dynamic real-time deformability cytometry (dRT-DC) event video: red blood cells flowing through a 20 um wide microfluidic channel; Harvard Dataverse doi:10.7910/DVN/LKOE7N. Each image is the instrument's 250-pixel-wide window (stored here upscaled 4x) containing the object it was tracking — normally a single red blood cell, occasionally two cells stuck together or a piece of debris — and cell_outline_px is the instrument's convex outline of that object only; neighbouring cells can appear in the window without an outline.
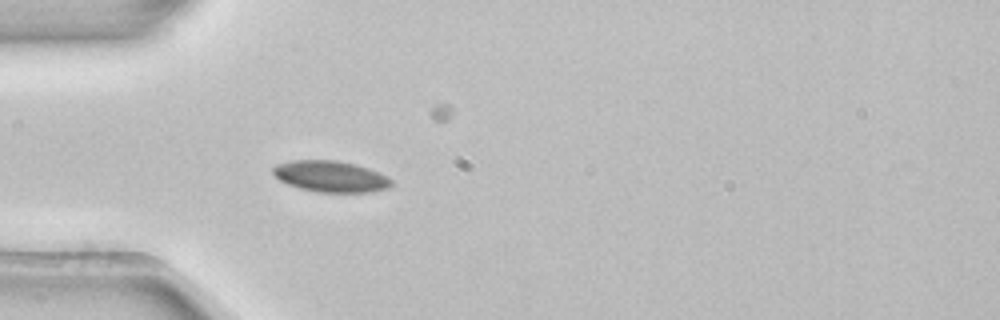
{"species": "common noctule bat (a hibernating species)", "species_latin": "Nyctalus noctula", "temperature_condition": "room temperature", "stored_images_in_passage": 39, "camera_frame_rate_fps": 3000, "um_per_image_px": 0.085, "animal": {"sex": "female", "body_mass_g": 22.7, "forearm_length_mm": 54.2}, "frame": {"image": 1, "passage_image": 1, "time_ms": 0.0, "image_size_px": [1000, 320], "cell_outline_px": [[392, 184], [388, 188], [368, 192], [316, 192], [300, 188], [288, 184], [280, 180], [272, 172], [272, 168], [276, 164], [292, 160], [336, 160], [356, 164], [368, 168], [388, 176], [392, 180]], "centroid_in_image_um": [28.11, 14.99], "position_along_channel_um": 56.9, "area_um2": 21.56}}
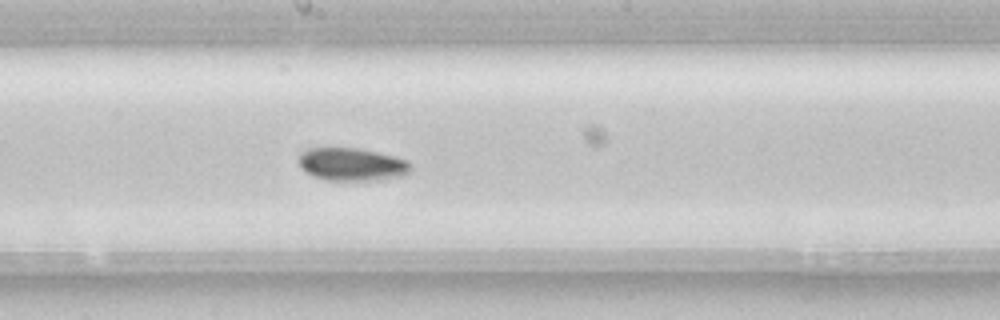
{"frame": {"image": 2, "passage_image": 14, "time_ms": 4.333, "image_size_px": [1000, 320], "cell_outline_px": [[412, 172], [404, 176], [368, 180], [328, 180], [312, 176], [300, 168], [296, 160], [300, 152], [308, 148], [356, 148], [376, 152], [408, 160], [412, 164]], "centroid_in_image_um": [29.88, 13.97], "position_along_channel_um": 218.3, "area_um2": 21.68}}
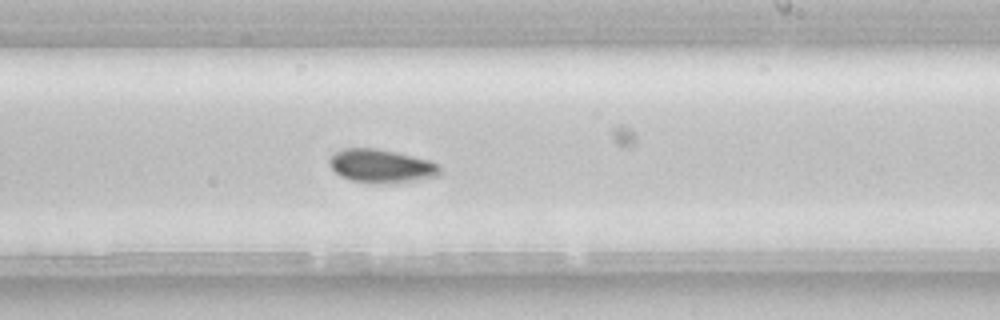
{"frame": {"image": 3, "passage_image": 17, "time_ms": 5.333, "image_size_px": [1000, 320], "cell_outline_px": [[440, 172], [436, 176], [408, 180], [376, 184], [352, 180], [340, 176], [328, 164], [328, 160], [336, 152], [344, 148], [376, 148], [396, 152], [428, 160], [440, 164]], "centroid_in_image_um": [32.36, 14.09], "position_along_channel_um": 256.6, "area_um2": 21.15}}